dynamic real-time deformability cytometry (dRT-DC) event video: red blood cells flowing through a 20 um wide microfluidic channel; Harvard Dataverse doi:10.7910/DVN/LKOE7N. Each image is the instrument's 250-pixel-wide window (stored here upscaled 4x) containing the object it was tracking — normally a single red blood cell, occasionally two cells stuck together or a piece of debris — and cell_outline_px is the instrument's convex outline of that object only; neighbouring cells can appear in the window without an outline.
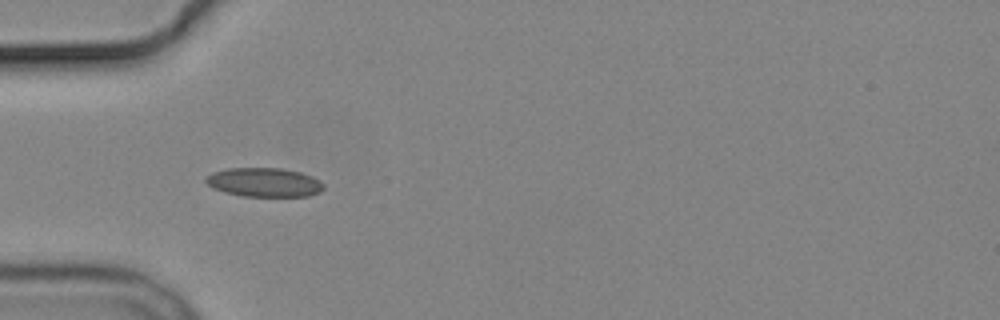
{"species": "common noctule bat (a hibernating species)", "species_latin": "Nyctalus noctula", "temperature_condition": "cold", "stored_images_in_passage": 11, "camera_frame_rate_fps": 3000, "um_per_image_px": 0.085, "animal": {"sex": "male", "body_mass_g": 19.2, "forearm_length_mm": 51.8}, "frame": {"image": 1, "passage_image": 5, "time_ms": 5.667, "image_size_px": [1000, 320], "cell_outline_px": [[324, 188], [320, 192], [308, 196], [244, 196], [224, 192], [212, 188], [204, 180], [212, 172], [228, 168], [280, 168], [300, 172], [312, 176], [320, 180], [324, 184]], "centroid_in_image_um": [22.47, 15.5], "position_along_channel_um": 62.5, "area_um2": 19.94}}
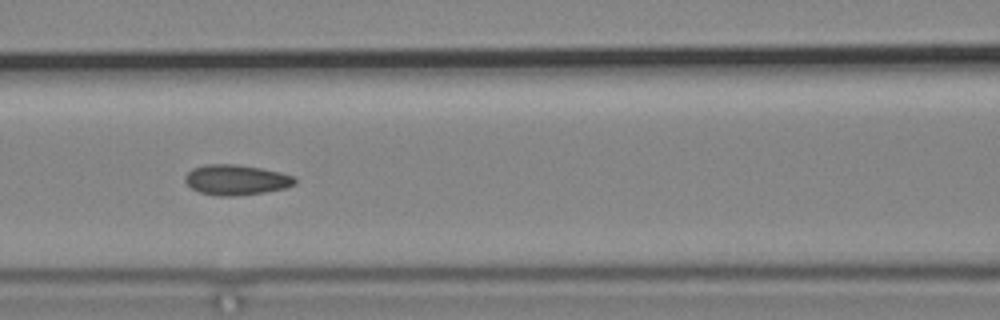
{"frame": {"image": 2, "passage_image": 7, "time_ms": 8.0, "image_size_px": [1000, 320], "cell_outline_px": [[296, 184], [284, 188], [264, 192], [232, 196], [216, 196], [200, 192], [192, 188], [184, 180], [184, 176], [192, 168], [208, 164], [232, 164], [260, 168], [280, 172], [296, 176]], "centroid_in_image_um": [20.08, 15.28], "position_along_channel_um": 146.5, "area_um2": 19.31}}
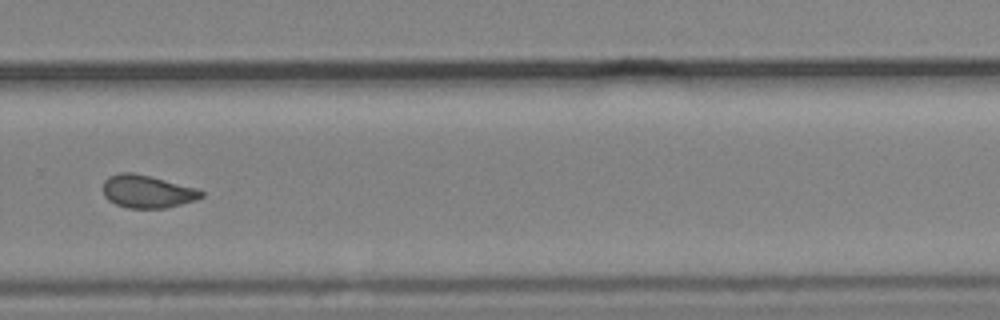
{"frame": {"image": 3, "passage_image": 11, "time_ms": 12.667, "image_size_px": [1000, 320], "cell_outline_px": [[204, 196], [196, 200], [164, 208], [128, 208], [116, 204], [108, 200], [104, 196], [104, 180], [108, 176], [120, 172], [132, 172], [196, 188], [204, 192]], "centroid_in_image_um": [12.5, 16.28], "position_along_channel_um": 317.3, "area_um2": 18.61}}